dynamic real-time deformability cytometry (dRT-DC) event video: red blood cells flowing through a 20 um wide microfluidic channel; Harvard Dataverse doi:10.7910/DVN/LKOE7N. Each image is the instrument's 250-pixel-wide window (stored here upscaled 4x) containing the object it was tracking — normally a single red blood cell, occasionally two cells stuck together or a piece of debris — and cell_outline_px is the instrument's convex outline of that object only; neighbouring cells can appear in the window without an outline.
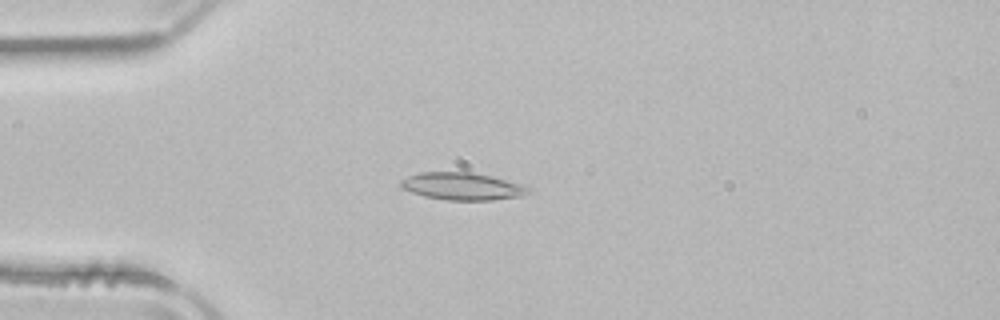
{"species": "common noctule bat (a hibernating species)", "species_latin": "Nyctalus noctula", "temperature_condition": "room temperature", "stored_images_in_passage": 52, "camera_frame_rate_fps": 3000, "um_per_image_px": 0.085, "animal": {"sex": "male", "body_mass_g": 21.5, "forearm_length_mm": 52.0}, "frame": {"image": 1, "passage_image": 14, "time_ms": 4.333, "image_size_px": [1000, 320], "cell_outline_px": [[532, 188], [528, 192], [520, 196], [492, 200], [448, 200], [424, 196], [412, 192], [404, 188], [400, 184], [400, 180], [408, 176], [420, 172], [472, 172], [492, 176], [520, 184]], "centroid_in_image_um": [39.29, 15.83], "position_along_channel_um": 45.7, "area_um2": 20.17}}
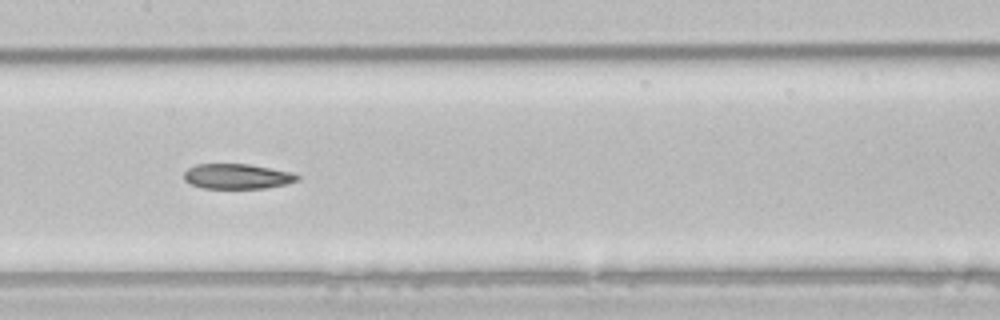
{"frame": {"image": 2, "passage_image": 26, "time_ms": 8.333, "image_size_px": [1000, 320], "cell_outline_px": [[300, 180], [284, 184], [264, 188], [204, 188], [192, 184], [184, 180], [184, 172], [188, 168], [196, 164], [248, 164], [292, 172], [300, 176]], "centroid_in_image_um": [20.16, 14.98], "position_along_channel_um": 187.2, "area_um2": 16.47}}
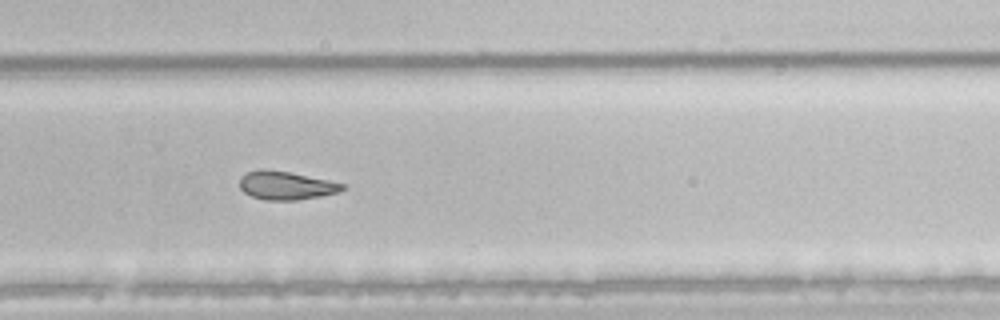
{"frame": {"image": 3, "passage_image": 35, "time_ms": 11.333, "image_size_px": [1000, 320], "cell_outline_px": [[348, 188], [340, 192], [320, 196], [296, 200], [264, 200], [252, 196], [244, 192], [240, 188], [240, 176], [248, 172], [260, 168], [264, 168], [288, 172], [348, 184]], "centroid_in_image_um": [24.35, 15.76], "position_along_channel_um": 305.5, "area_um2": 17.17}, "authors_computed_cell_mechanics": {"area_um2": 19.3919, "velocity_mm_per_s": 3.965, "shape_relaxation_time_tau1_ms": null, "shape_relaxation_time_tau2_ms": 7.3079, "deformation_change_tau1": null, "deformation_change_tau2": 0.1468}}